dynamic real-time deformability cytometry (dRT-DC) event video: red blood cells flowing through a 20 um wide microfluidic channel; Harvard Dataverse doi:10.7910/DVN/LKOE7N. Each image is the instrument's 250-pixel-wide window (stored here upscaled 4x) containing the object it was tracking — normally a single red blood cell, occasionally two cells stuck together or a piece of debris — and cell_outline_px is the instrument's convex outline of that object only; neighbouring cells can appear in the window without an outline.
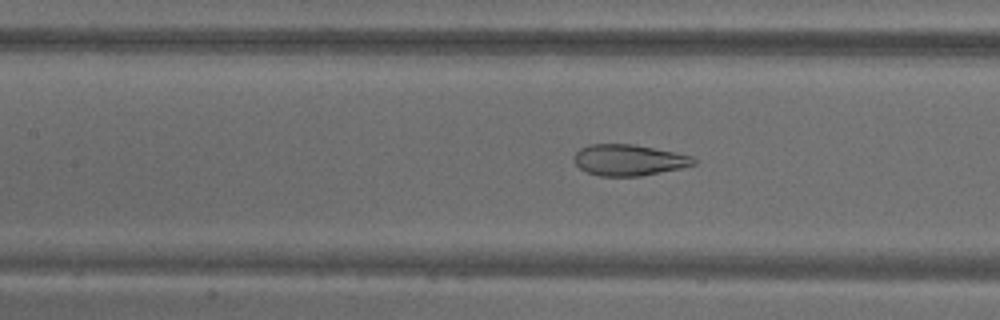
{"species": "common noctule bat (a hibernating species)", "species_latin": "Nyctalus noctula", "temperature_condition": "warm", "stored_images_in_passage": 70, "camera_frame_rate_fps": 3000, "um_per_image_px": 0.085, "animal": {"sex": "male", "body_mass_g": 18.8}, "frame": {"image": 1, "passage_image": 32, "time_ms": 10.333, "image_size_px": [1000, 320], "cell_outline_px": [[696, 164], [680, 168], [640, 176], [600, 176], [588, 172], [580, 168], [572, 160], [576, 152], [580, 148], [588, 144], [632, 144], [676, 152], [692, 156], [696, 160]], "centroid_in_image_um": [53.43, 13.59], "position_along_channel_um": 154.0, "area_um2": 21.68}}
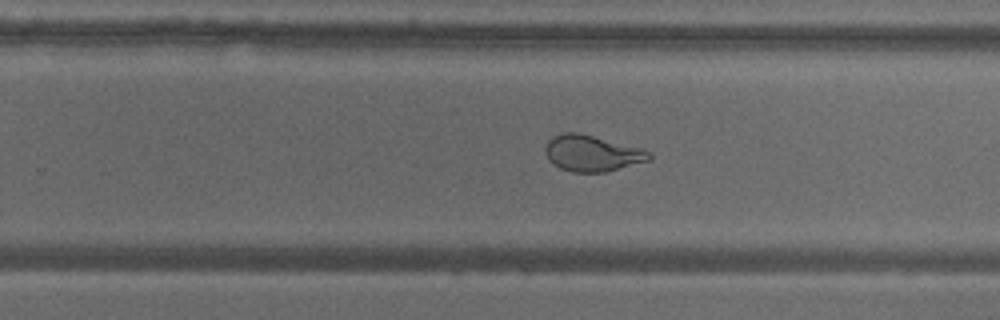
{"frame": {"image": 2, "passage_image": 45, "time_ms": 14.667, "image_size_px": [1000, 320], "cell_outline_px": [[652, 160], [604, 172], [572, 172], [560, 168], [552, 164], [548, 160], [544, 152], [544, 148], [548, 140], [552, 136], [560, 132], [580, 132], [644, 148], [652, 152]], "centroid_in_image_um": [50.33, 13.01], "position_along_channel_um": 279.5, "area_um2": 22.48}}
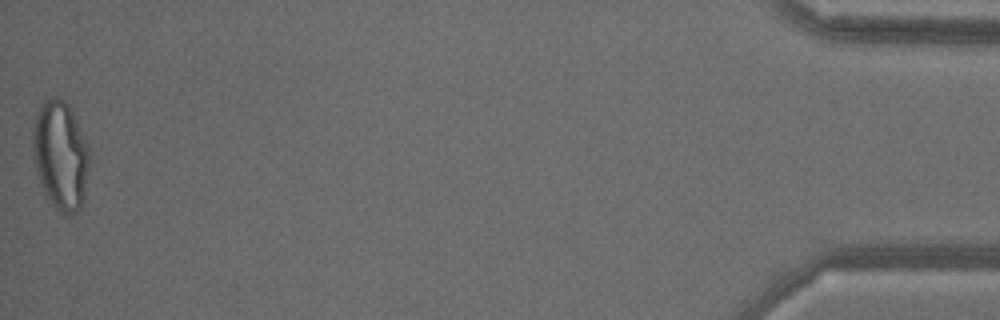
{"frame": {"image": 3, "passage_image": 70, "time_ms": 23.0, "image_size_px": [1000, 320], "cell_outline_px": [[88, 172], [84, 200], [80, 208], [76, 212], [68, 216], [60, 212], [52, 204], [44, 192], [40, 184], [36, 168], [32, 144], [32, 128], [36, 116], [44, 100], [52, 96], [56, 96], [64, 100], [68, 104], [88, 144]], "centroid_in_image_um": [5.14, 13.21], "position_along_channel_um": 430.1, "area_um2": 35.84}}